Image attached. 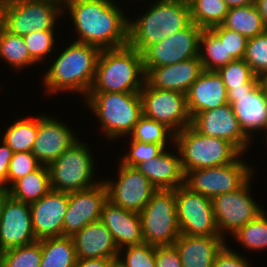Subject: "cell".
Returning <instances> with one entry per match:
<instances>
[{
	"label": "cell",
	"mask_w": 267,
	"mask_h": 267,
	"mask_svg": "<svg viewBox=\"0 0 267 267\" xmlns=\"http://www.w3.org/2000/svg\"><path fill=\"white\" fill-rule=\"evenodd\" d=\"M255 4L262 16V19L267 26V0H255Z\"/></svg>",
	"instance_id": "obj_50"
},
{
	"label": "cell",
	"mask_w": 267,
	"mask_h": 267,
	"mask_svg": "<svg viewBox=\"0 0 267 267\" xmlns=\"http://www.w3.org/2000/svg\"><path fill=\"white\" fill-rule=\"evenodd\" d=\"M41 259V240L3 251V267H39Z\"/></svg>",
	"instance_id": "obj_37"
},
{
	"label": "cell",
	"mask_w": 267,
	"mask_h": 267,
	"mask_svg": "<svg viewBox=\"0 0 267 267\" xmlns=\"http://www.w3.org/2000/svg\"><path fill=\"white\" fill-rule=\"evenodd\" d=\"M229 8L255 4V0H224Z\"/></svg>",
	"instance_id": "obj_51"
},
{
	"label": "cell",
	"mask_w": 267,
	"mask_h": 267,
	"mask_svg": "<svg viewBox=\"0 0 267 267\" xmlns=\"http://www.w3.org/2000/svg\"><path fill=\"white\" fill-rule=\"evenodd\" d=\"M12 156V149L2 141V146H0V184L5 185L6 187L8 170Z\"/></svg>",
	"instance_id": "obj_47"
},
{
	"label": "cell",
	"mask_w": 267,
	"mask_h": 267,
	"mask_svg": "<svg viewBox=\"0 0 267 267\" xmlns=\"http://www.w3.org/2000/svg\"><path fill=\"white\" fill-rule=\"evenodd\" d=\"M85 99L110 140L131 134L143 115L140 93H89Z\"/></svg>",
	"instance_id": "obj_5"
},
{
	"label": "cell",
	"mask_w": 267,
	"mask_h": 267,
	"mask_svg": "<svg viewBox=\"0 0 267 267\" xmlns=\"http://www.w3.org/2000/svg\"><path fill=\"white\" fill-rule=\"evenodd\" d=\"M267 212L264 210L257 218L242 226L232 236L248 250L267 248Z\"/></svg>",
	"instance_id": "obj_35"
},
{
	"label": "cell",
	"mask_w": 267,
	"mask_h": 267,
	"mask_svg": "<svg viewBox=\"0 0 267 267\" xmlns=\"http://www.w3.org/2000/svg\"><path fill=\"white\" fill-rule=\"evenodd\" d=\"M100 220L109 229L119 249L144 243L140 215L107 200Z\"/></svg>",
	"instance_id": "obj_25"
},
{
	"label": "cell",
	"mask_w": 267,
	"mask_h": 267,
	"mask_svg": "<svg viewBox=\"0 0 267 267\" xmlns=\"http://www.w3.org/2000/svg\"><path fill=\"white\" fill-rule=\"evenodd\" d=\"M221 25L246 36L248 39L267 30L256 4L229 8Z\"/></svg>",
	"instance_id": "obj_29"
},
{
	"label": "cell",
	"mask_w": 267,
	"mask_h": 267,
	"mask_svg": "<svg viewBox=\"0 0 267 267\" xmlns=\"http://www.w3.org/2000/svg\"><path fill=\"white\" fill-rule=\"evenodd\" d=\"M8 190L13 199L29 204L38 201L51 190L48 166L41 165L18 179Z\"/></svg>",
	"instance_id": "obj_28"
},
{
	"label": "cell",
	"mask_w": 267,
	"mask_h": 267,
	"mask_svg": "<svg viewBox=\"0 0 267 267\" xmlns=\"http://www.w3.org/2000/svg\"><path fill=\"white\" fill-rule=\"evenodd\" d=\"M152 5L128 22V44L141 54L192 23L188 0H158Z\"/></svg>",
	"instance_id": "obj_3"
},
{
	"label": "cell",
	"mask_w": 267,
	"mask_h": 267,
	"mask_svg": "<svg viewBox=\"0 0 267 267\" xmlns=\"http://www.w3.org/2000/svg\"><path fill=\"white\" fill-rule=\"evenodd\" d=\"M54 31L55 30H39L23 36L30 57L36 63L41 62L46 55L52 53L55 43Z\"/></svg>",
	"instance_id": "obj_42"
},
{
	"label": "cell",
	"mask_w": 267,
	"mask_h": 267,
	"mask_svg": "<svg viewBox=\"0 0 267 267\" xmlns=\"http://www.w3.org/2000/svg\"><path fill=\"white\" fill-rule=\"evenodd\" d=\"M262 82L265 85L266 90H267V75L262 79Z\"/></svg>",
	"instance_id": "obj_55"
},
{
	"label": "cell",
	"mask_w": 267,
	"mask_h": 267,
	"mask_svg": "<svg viewBox=\"0 0 267 267\" xmlns=\"http://www.w3.org/2000/svg\"><path fill=\"white\" fill-rule=\"evenodd\" d=\"M155 247L147 243L123 247L119 252L125 249V258L119 255L117 261L124 267H156Z\"/></svg>",
	"instance_id": "obj_39"
},
{
	"label": "cell",
	"mask_w": 267,
	"mask_h": 267,
	"mask_svg": "<svg viewBox=\"0 0 267 267\" xmlns=\"http://www.w3.org/2000/svg\"><path fill=\"white\" fill-rule=\"evenodd\" d=\"M2 141L13 151L31 152L38 132V116L31 119H21L14 121L10 127L6 128Z\"/></svg>",
	"instance_id": "obj_33"
},
{
	"label": "cell",
	"mask_w": 267,
	"mask_h": 267,
	"mask_svg": "<svg viewBox=\"0 0 267 267\" xmlns=\"http://www.w3.org/2000/svg\"><path fill=\"white\" fill-rule=\"evenodd\" d=\"M145 81L161 90H174L186 94L191 85L204 71L199 57L172 65L144 68Z\"/></svg>",
	"instance_id": "obj_21"
},
{
	"label": "cell",
	"mask_w": 267,
	"mask_h": 267,
	"mask_svg": "<svg viewBox=\"0 0 267 267\" xmlns=\"http://www.w3.org/2000/svg\"><path fill=\"white\" fill-rule=\"evenodd\" d=\"M190 117L228 104L227 91L217 71L204 70L186 93Z\"/></svg>",
	"instance_id": "obj_24"
},
{
	"label": "cell",
	"mask_w": 267,
	"mask_h": 267,
	"mask_svg": "<svg viewBox=\"0 0 267 267\" xmlns=\"http://www.w3.org/2000/svg\"><path fill=\"white\" fill-rule=\"evenodd\" d=\"M117 180L116 182L104 180L108 200L125 210L139 213L157 191L149 179L136 167L121 162Z\"/></svg>",
	"instance_id": "obj_15"
},
{
	"label": "cell",
	"mask_w": 267,
	"mask_h": 267,
	"mask_svg": "<svg viewBox=\"0 0 267 267\" xmlns=\"http://www.w3.org/2000/svg\"><path fill=\"white\" fill-rule=\"evenodd\" d=\"M184 174L194 169L223 166L234 162L242 153L229 141L208 137L191 125L175 134Z\"/></svg>",
	"instance_id": "obj_6"
},
{
	"label": "cell",
	"mask_w": 267,
	"mask_h": 267,
	"mask_svg": "<svg viewBox=\"0 0 267 267\" xmlns=\"http://www.w3.org/2000/svg\"><path fill=\"white\" fill-rule=\"evenodd\" d=\"M101 49L74 41L63 50L43 76L49 93L78 92L89 94L96 75V65Z\"/></svg>",
	"instance_id": "obj_2"
},
{
	"label": "cell",
	"mask_w": 267,
	"mask_h": 267,
	"mask_svg": "<svg viewBox=\"0 0 267 267\" xmlns=\"http://www.w3.org/2000/svg\"><path fill=\"white\" fill-rule=\"evenodd\" d=\"M144 243L173 245L180 236L175 190H157L139 212Z\"/></svg>",
	"instance_id": "obj_9"
},
{
	"label": "cell",
	"mask_w": 267,
	"mask_h": 267,
	"mask_svg": "<svg viewBox=\"0 0 267 267\" xmlns=\"http://www.w3.org/2000/svg\"><path fill=\"white\" fill-rule=\"evenodd\" d=\"M41 165L32 152L13 153L8 170L7 188L9 189L18 179L37 170Z\"/></svg>",
	"instance_id": "obj_43"
},
{
	"label": "cell",
	"mask_w": 267,
	"mask_h": 267,
	"mask_svg": "<svg viewBox=\"0 0 267 267\" xmlns=\"http://www.w3.org/2000/svg\"><path fill=\"white\" fill-rule=\"evenodd\" d=\"M62 5L57 0H3L0 24L18 36L54 30Z\"/></svg>",
	"instance_id": "obj_7"
},
{
	"label": "cell",
	"mask_w": 267,
	"mask_h": 267,
	"mask_svg": "<svg viewBox=\"0 0 267 267\" xmlns=\"http://www.w3.org/2000/svg\"><path fill=\"white\" fill-rule=\"evenodd\" d=\"M139 93L144 116L164 124L174 134L191 125L186 94L152 88L146 81Z\"/></svg>",
	"instance_id": "obj_11"
},
{
	"label": "cell",
	"mask_w": 267,
	"mask_h": 267,
	"mask_svg": "<svg viewBox=\"0 0 267 267\" xmlns=\"http://www.w3.org/2000/svg\"><path fill=\"white\" fill-rule=\"evenodd\" d=\"M143 56L129 44L102 49L89 93H139L145 83Z\"/></svg>",
	"instance_id": "obj_4"
},
{
	"label": "cell",
	"mask_w": 267,
	"mask_h": 267,
	"mask_svg": "<svg viewBox=\"0 0 267 267\" xmlns=\"http://www.w3.org/2000/svg\"><path fill=\"white\" fill-rule=\"evenodd\" d=\"M59 2H61L62 4L66 1V0H57Z\"/></svg>",
	"instance_id": "obj_57"
},
{
	"label": "cell",
	"mask_w": 267,
	"mask_h": 267,
	"mask_svg": "<svg viewBox=\"0 0 267 267\" xmlns=\"http://www.w3.org/2000/svg\"><path fill=\"white\" fill-rule=\"evenodd\" d=\"M8 196H9L8 188L5 185L0 184V217H1L3 204Z\"/></svg>",
	"instance_id": "obj_52"
},
{
	"label": "cell",
	"mask_w": 267,
	"mask_h": 267,
	"mask_svg": "<svg viewBox=\"0 0 267 267\" xmlns=\"http://www.w3.org/2000/svg\"><path fill=\"white\" fill-rule=\"evenodd\" d=\"M227 99L241 129L249 138L252 131L267 129V90L263 82L250 94L227 95Z\"/></svg>",
	"instance_id": "obj_22"
},
{
	"label": "cell",
	"mask_w": 267,
	"mask_h": 267,
	"mask_svg": "<svg viewBox=\"0 0 267 267\" xmlns=\"http://www.w3.org/2000/svg\"><path fill=\"white\" fill-rule=\"evenodd\" d=\"M115 260L110 258L77 259L75 267H112Z\"/></svg>",
	"instance_id": "obj_48"
},
{
	"label": "cell",
	"mask_w": 267,
	"mask_h": 267,
	"mask_svg": "<svg viewBox=\"0 0 267 267\" xmlns=\"http://www.w3.org/2000/svg\"><path fill=\"white\" fill-rule=\"evenodd\" d=\"M217 73L222 77L226 91L231 88L243 87V85L249 83L255 77L244 59L231 61L224 67H221Z\"/></svg>",
	"instance_id": "obj_40"
},
{
	"label": "cell",
	"mask_w": 267,
	"mask_h": 267,
	"mask_svg": "<svg viewBox=\"0 0 267 267\" xmlns=\"http://www.w3.org/2000/svg\"><path fill=\"white\" fill-rule=\"evenodd\" d=\"M191 21L203 29L221 25L229 7L224 0H188Z\"/></svg>",
	"instance_id": "obj_31"
},
{
	"label": "cell",
	"mask_w": 267,
	"mask_h": 267,
	"mask_svg": "<svg viewBox=\"0 0 267 267\" xmlns=\"http://www.w3.org/2000/svg\"><path fill=\"white\" fill-rule=\"evenodd\" d=\"M174 190L180 234L221 237L211 199L190 191L184 185Z\"/></svg>",
	"instance_id": "obj_12"
},
{
	"label": "cell",
	"mask_w": 267,
	"mask_h": 267,
	"mask_svg": "<svg viewBox=\"0 0 267 267\" xmlns=\"http://www.w3.org/2000/svg\"><path fill=\"white\" fill-rule=\"evenodd\" d=\"M225 237L180 234L174 245L183 267H212L217 253L225 245Z\"/></svg>",
	"instance_id": "obj_27"
},
{
	"label": "cell",
	"mask_w": 267,
	"mask_h": 267,
	"mask_svg": "<svg viewBox=\"0 0 267 267\" xmlns=\"http://www.w3.org/2000/svg\"><path fill=\"white\" fill-rule=\"evenodd\" d=\"M107 200L108 191L104 181L91 188L68 193L63 236L72 237L87 224L99 220Z\"/></svg>",
	"instance_id": "obj_16"
},
{
	"label": "cell",
	"mask_w": 267,
	"mask_h": 267,
	"mask_svg": "<svg viewBox=\"0 0 267 267\" xmlns=\"http://www.w3.org/2000/svg\"><path fill=\"white\" fill-rule=\"evenodd\" d=\"M57 119L38 116V132L31 152L42 165H49L79 139L73 131Z\"/></svg>",
	"instance_id": "obj_20"
},
{
	"label": "cell",
	"mask_w": 267,
	"mask_h": 267,
	"mask_svg": "<svg viewBox=\"0 0 267 267\" xmlns=\"http://www.w3.org/2000/svg\"><path fill=\"white\" fill-rule=\"evenodd\" d=\"M2 3H3V0H0V17H1Z\"/></svg>",
	"instance_id": "obj_56"
},
{
	"label": "cell",
	"mask_w": 267,
	"mask_h": 267,
	"mask_svg": "<svg viewBox=\"0 0 267 267\" xmlns=\"http://www.w3.org/2000/svg\"><path fill=\"white\" fill-rule=\"evenodd\" d=\"M42 259L39 267H75L76 250L71 237L61 236L41 240Z\"/></svg>",
	"instance_id": "obj_30"
},
{
	"label": "cell",
	"mask_w": 267,
	"mask_h": 267,
	"mask_svg": "<svg viewBox=\"0 0 267 267\" xmlns=\"http://www.w3.org/2000/svg\"><path fill=\"white\" fill-rule=\"evenodd\" d=\"M250 180L251 178L236 191L223 193L211 199L221 237L228 231L233 235L264 211L250 195Z\"/></svg>",
	"instance_id": "obj_13"
},
{
	"label": "cell",
	"mask_w": 267,
	"mask_h": 267,
	"mask_svg": "<svg viewBox=\"0 0 267 267\" xmlns=\"http://www.w3.org/2000/svg\"><path fill=\"white\" fill-rule=\"evenodd\" d=\"M210 30L225 43L226 57L232 60L244 59L248 38L240 33L225 28L222 25H217Z\"/></svg>",
	"instance_id": "obj_41"
},
{
	"label": "cell",
	"mask_w": 267,
	"mask_h": 267,
	"mask_svg": "<svg viewBox=\"0 0 267 267\" xmlns=\"http://www.w3.org/2000/svg\"><path fill=\"white\" fill-rule=\"evenodd\" d=\"M77 42L102 49L118 48L128 44V22L119 5L113 0H66ZM118 5V6H117Z\"/></svg>",
	"instance_id": "obj_1"
},
{
	"label": "cell",
	"mask_w": 267,
	"mask_h": 267,
	"mask_svg": "<svg viewBox=\"0 0 267 267\" xmlns=\"http://www.w3.org/2000/svg\"><path fill=\"white\" fill-rule=\"evenodd\" d=\"M0 57L17 70L36 63L30 57L23 36L10 33L1 24Z\"/></svg>",
	"instance_id": "obj_32"
},
{
	"label": "cell",
	"mask_w": 267,
	"mask_h": 267,
	"mask_svg": "<svg viewBox=\"0 0 267 267\" xmlns=\"http://www.w3.org/2000/svg\"><path fill=\"white\" fill-rule=\"evenodd\" d=\"M71 238L77 259H117L121 255L111 232L100 219L87 224Z\"/></svg>",
	"instance_id": "obj_23"
},
{
	"label": "cell",
	"mask_w": 267,
	"mask_h": 267,
	"mask_svg": "<svg viewBox=\"0 0 267 267\" xmlns=\"http://www.w3.org/2000/svg\"><path fill=\"white\" fill-rule=\"evenodd\" d=\"M244 61L255 76L263 79L267 75V30L248 39Z\"/></svg>",
	"instance_id": "obj_38"
},
{
	"label": "cell",
	"mask_w": 267,
	"mask_h": 267,
	"mask_svg": "<svg viewBox=\"0 0 267 267\" xmlns=\"http://www.w3.org/2000/svg\"><path fill=\"white\" fill-rule=\"evenodd\" d=\"M212 267H250L247 259L227 245L217 253Z\"/></svg>",
	"instance_id": "obj_45"
},
{
	"label": "cell",
	"mask_w": 267,
	"mask_h": 267,
	"mask_svg": "<svg viewBox=\"0 0 267 267\" xmlns=\"http://www.w3.org/2000/svg\"><path fill=\"white\" fill-rule=\"evenodd\" d=\"M253 171L250 165L238 157L234 162L223 166L187 171L184 175V186L212 199L241 188L252 178Z\"/></svg>",
	"instance_id": "obj_10"
},
{
	"label": "cell",
	"mask_w": 267,
	"mask_h": 267,
	"mask_svg": "<svg viewBox=\"0 0 267 267\" xmlns=\"http://www.w3.org/2000/svg\"><path fill=\"white\" fill-rule=\"evenodd\" d=\"M0 267H3V251L0 250Z\"/></svg>",
	"instance_id": "obj_53"
},
{
	"label": "cell",
	"mask_w": 267,
	"mask_h": 267,
	"mask_svg": "<svg viewBox=\"0 0 267 267\" xmlns=\"http://www.w3.org/2000/svg\"><path fill=\"white\" fill-rule=\"evenodd\" d=\"M156 267H183L175 245L155 247Z\"/></svg>",
	"instance_id": "obj_46"
},
{
	"label": "cell",
	"mask_w": 267,
	"mask_h": 267,
	"mask_svg": "<svg viewBox=\"0 0 267 267\" xmlns=\"http://www.w3.org/2000/svg\"><path fill=\"white\" fill-rule=\"evenodd\" d=\"M203 28L191 23L166 39L149 46L143 53V67L172 65L199 57L200 36Z\"/></svg>",
	"instance_id": "obj_14"
},
{
	"label": "cell",
	"mask_w": 267,
	"mask_h": 267,
	"mask_svg": "<svg viewBox=\"0 0 267 267\" xmlns=\"http://www.w3.org/2000/svg\"><path fill=\"white\" fill-rule=\"evenodd\" d=\"M130 151L120 159L122 164L137 167L140 163L146 162L153 157L161 154L165 148L156 143H144L141 141L130 140Z\"/></svg>",
	"instance_id": "obj_44"
},
{
	"label": "cell",
	"mask_w": 267,
	"mask_h": 267,
	"mask_svg": "<svg viewBox=\"0 0 267 267\" xmlns=\"http://www.w3.org/2000/svg\"><path fill=\"white\" fill-rule=\"evenodd\" d=\"M112 267H124V266H122L117 260H115V262L112 265Z\"/></svg>",
	"instance_id": "obj_54"
},
{
	"label": "cell",
	"mask_w": 267,
	"mask_h": 267,
	"mask_svg": "<svg viewBox=\"0 0 267 267\" xmlns=\"http://www.w3.org/2000/svg\"><path fill=\"white\" fill-rule=\"evenodd\" d=\"M167 152L150 160L140 163L136 168L144 174L157 190H173L184 185V172L181 165V156Z\"/></svg>",
	"instance_id": "obj_26"
},
{
	"label": "cell",
	"mask_w": 267,
	"mask_h": 267,
	"mask_svg": "<svg viewBox=\"0 0 267 267\" xmlns=\"http://www.w3.org/2000/svg\"><path fill=\"white\" fill-rule=\"evenodd\" d=\"M261 82L262 79L255 76L249 83L243 85V87L229 89L227 95L250 94Z\"/></svg>",
	"instance_id": "obj_49"
},
{
	"label": "cell",
	"mask_w": 267,
	"mask_h": 267,
	"mask_svg": "<svg viewBox=\"0 0 267 267\" xmlns=\"http://www.w3.org/2000/svg\"><path fill=\"white\" fill-rule=\"evenodd\" d=\"M86 143L77 141L48 165L51 190L65 193L91 188L101 181H92L94 163Z\"/></svg>",
	"instance_id": "obj_8"
},
{
	"label": "cell",
	"mask_w": 267,
	"mask_h": 267,
	"mask_svg": "<svg viewBox=\"0 0 267 267\" xmlns=\"http://www.w3.org/2000/svg\"><path fill=\"white\" fill-rule=\"evenodd\" d=\"M68 208V193L50 190L30 204L32 227L37 240L63 236V222Z\"/></svg>",
	"instance_id": "obj_19"
},
{
	"label": "cell",
	"mask_w": 267,
	"mask_h": 267,
	"mask_svg": "<svg viewBox=\"0 0 267 267\" xmlns=\"http://www.w3.org/2000/svg\"><path fill=\"white\" fill-rule=\"evenodd\" d=\"M37 241L32 227L29 203L6 198L0 217V250L24 246Z\"/></svg>",
	"instance_id": "obj_18"
},
{
	"label": "cell",
	"mask_w": 267,
	"mask_h": 267,
	"mask_svg": "<svg viewBox=\"0 0 267 267\" xmlns=\"http://www.w3.org/2000/svg\"><path fill=\"white\" fill-rule=\"evenodd\" d=\"M191 126L202 135L229 141L242 155L250 146L251 138L241 129L229 103L219 108L195 114L191 118Z\"/></svg>",
	"instance_id": "obj_17"
},
{
	"label": "cell",
	"mask_w": 267,
	"mask_h": 267,
	"mask_svg": "<svg viewBox=\"0 0 267 267\" xmlns=\"http://www.w3.org/2000/svg\"><path fill=\"white\" fill-rule=\"evenodd\" d=\"M199 49V58L206 71H218L233 61L226 57L225 43H222L210 29H203Z\"/></svg>",
	"instance_id": "obj_34"
},
{
	"label": "cell",
	"mask_w": 267,
	"mask_h": 267,
	"mask_svg": "<svg viewBox=\"0 0 267 267\" xmlns=\"http://www.w3.org/2000/svg\"><path fill=\"white\" fill-rule=\"evenodd\" d=\"M132 140L144 143H156L162 145L165 149L168 144V138L173 140L175 134L164 124L142 115L135 124L132 133ZM167 141V143H166Z\"/></svg>",
	"instance_id": "obj_36"
}]
</instances>
